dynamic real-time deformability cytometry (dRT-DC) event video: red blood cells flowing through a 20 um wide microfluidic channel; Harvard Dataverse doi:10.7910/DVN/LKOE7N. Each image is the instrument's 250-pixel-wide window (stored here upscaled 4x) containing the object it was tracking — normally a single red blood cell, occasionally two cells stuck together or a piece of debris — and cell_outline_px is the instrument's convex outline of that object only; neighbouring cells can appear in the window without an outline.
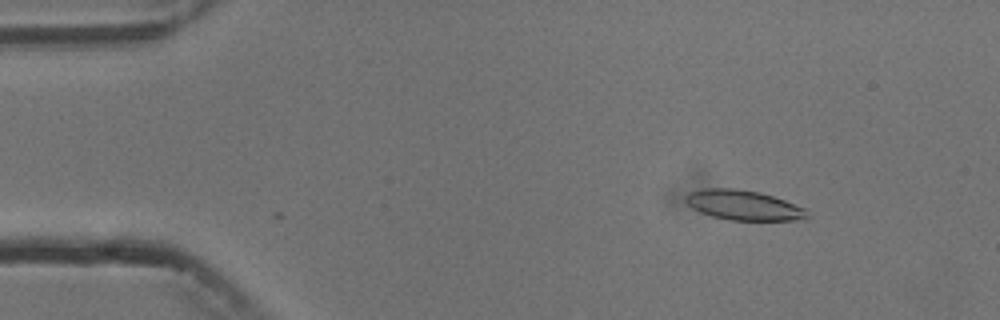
{"species": "common noctule bat (a hibernating species)", "species_latin": "Nyctalus noctula", "temperature_condition": "cold", "stored_images_in_passage": 5, "camera_frame_rate_fps": 3000, "um_per_image_px": 0.085, "animal": {"sex": "male", "body_mass_g": 13.3}, "frame": {"image": 1, "passage_image": 2, "time_ms": 1.0, "image_size_px": [1000, 320], "cell_outline_px": [[808, 216], [804, 220], [728, 220], [712, 216], [700, 212], [692, 208], [684, 200], [684, 196], [688, 192], [704, 188], [736, 188], [760, 192], [808, 208]], "centroid_in_image_um": [63.2, 17.44], "position_along_channel_um": 21.8, "area_um2": 21.44}}
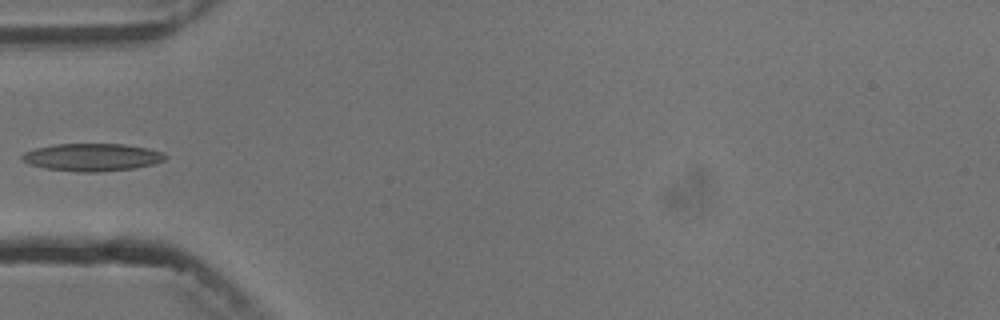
{"frame": {"image": 2, "passage_image": 5, "time_ms": 4.667, "image_size_px": [1000, 320], "cell_outline_px": [[168, 156], [164, 160], [156, 164], [136, 168], [96, 172], [80, 172], [44, 168], [28, 164], [20, 156], [24, 152], [36, 148], [56, 144], [124, 144], [148, 148], [164, 152]], "centroid_in_image_um": [7.87, 13.36], "position_along_channel_um": 77.1, "area_um2": 23.18}}